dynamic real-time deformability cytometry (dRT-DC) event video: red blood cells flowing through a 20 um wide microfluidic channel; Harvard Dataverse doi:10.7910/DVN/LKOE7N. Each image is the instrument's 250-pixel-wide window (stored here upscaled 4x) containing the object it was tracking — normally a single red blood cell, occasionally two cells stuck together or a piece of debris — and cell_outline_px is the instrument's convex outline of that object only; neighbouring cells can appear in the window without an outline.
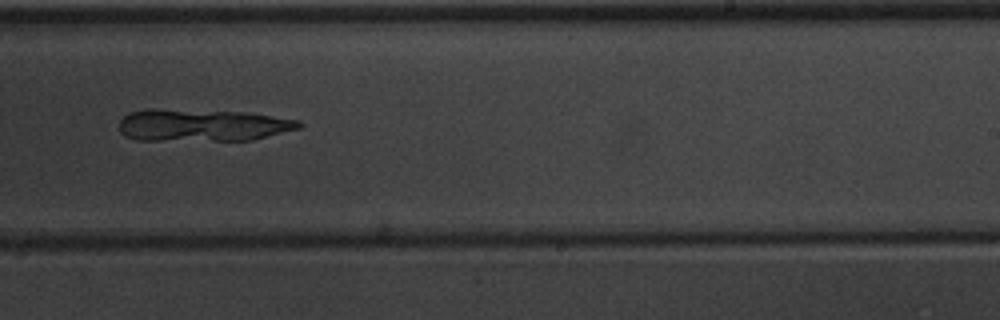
{"species": "common noctule bat (a hibernating species)", "species_latin": "Nyctalus noctula", "temperature_condition": "warm", "stored_images_in_passage": 40, "segment_of_instrument_passage": [1, 2], "camera_frame_rate_fps": 3000, "um_per_image_px": 0.085, "animal": {"sex": "male", "body_mass_g": 20.1, "forearm_length_mm": 53.5}, "frame": {"image": 1, "passage_image": 24, "time_ms": 7.667, "image_size_px": [1000, 320], "cell_outline_px": [[304, 124], [300, 128], [252, 140], [136, 140], [124, 136], [120, 132], [120, 120], [128, 112], [148, 108], [152, 108], [244, 112], [300, 120]], "centroid_in_image_um": [17.17, 10.63], "position_along_channel_um": 271.8, "area_um2": 33.99}}
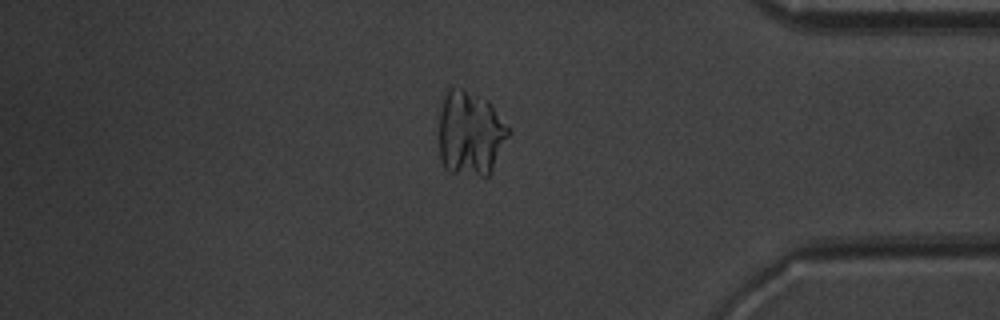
{"frame": {"image": 2, "passage_image": 35, "time_ms": 11.333, "image_size_px": [1000, 320], "cell_outline_px": [[508, 136], [488, 176], [480, 176], [448, 172], [444, 168], [440, 160], [440, 108], [444, 96], [448, 88], [452, 84], [488, 100], [492, 104], [508, 128]], "centroid_in_image_um": [39.93, 11.32], "position_along_channel_um": 395.3, "area_um2": 34.22}}